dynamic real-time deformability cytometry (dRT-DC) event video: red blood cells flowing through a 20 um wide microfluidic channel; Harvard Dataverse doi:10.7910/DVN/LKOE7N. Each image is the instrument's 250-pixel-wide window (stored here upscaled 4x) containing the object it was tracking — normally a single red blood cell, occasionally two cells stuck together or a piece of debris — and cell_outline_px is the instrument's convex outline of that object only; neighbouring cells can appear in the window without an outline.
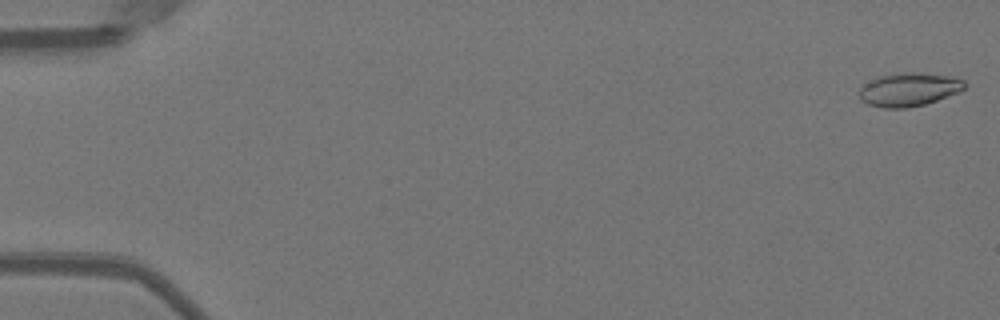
{"species": "Egyptian fruit bat (a non-hibernating species)", "species_latin": "Rousettus aegyptiacus", "temperature_condition": "warm", "stored_images_in_passage": 52, "camera_frame_rate_fps": 3000, "um_per_image_px": 0.085, "animal": {"sex": "female"}, "frame": {"image": 1, "passage_image": 1, "time_ms": 0.0, "image_size_px": [1000, 320], "cell_outline_px": [[968, 84], [960, 92], [924, 104], [908, 108], [884, 108], [868, 104], [860, 100], [860, 88], [864, 84], [880, 76], [904, 72], [920, 72], [952, 76], [964, 80]], "centroid_in_image_um": [77.3, 7.6], "position_along_channel_um": 7.7, "area_um2": 20.58}}
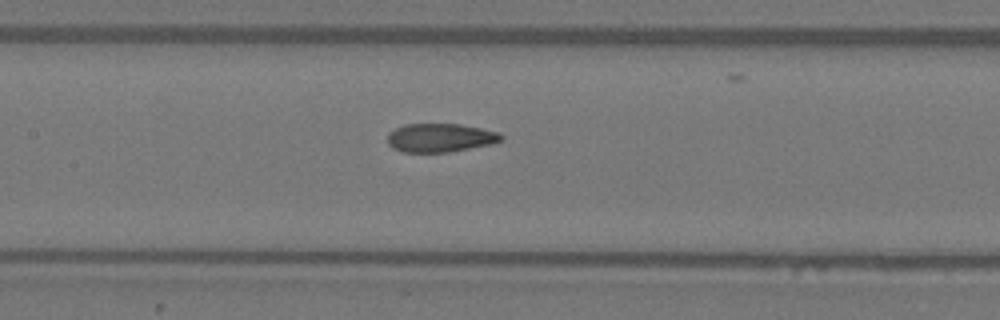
{"frame": {"image": 2, "passage_image": 25, "time_ms": 8.0, "image_size_px": [1000, 320], "cell_outline_px": [[504, 140], [488, 144], [448, 152], [400, 152], [392, 148], [388, 144], [388, 132], [404, 124], [460, 124], [500, 132], [504, 136]], "centroid_in_image_um": [37.4, 11.7], "position_along_channel_um": 170.0, "area_um2": 18.96}}
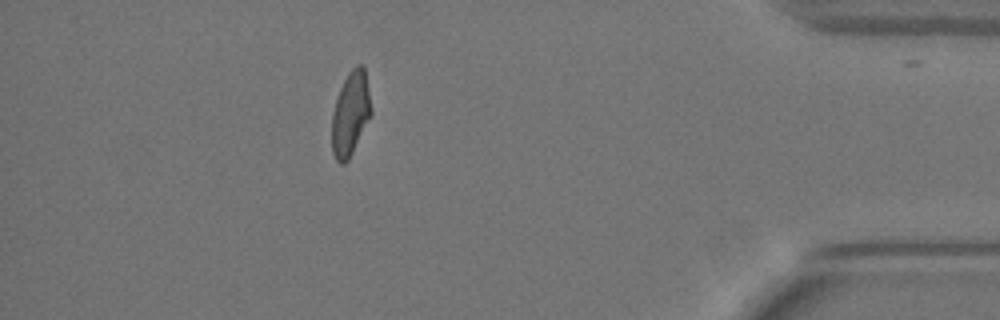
{"frame": {"image": 3, "passage_image": 46, "time_ms": 15.0, "image_size_px": [1000, 320], "cell_outline_px": [[372, 116], [348, 160], [344, 164], [340, 164], [336, 160], [332, 152], [332, 112], [340, 88], [348, 72], [356, 64], [360, 64], [364, 68], [372, 112]], "centroid_in_image_um": [29.79, 9.69], "position_along_channel_um": 405.4, "area_um2": 19.25}, "authors_computed_cell_mechanics": {"area_um2": 19.4786, "velocity_mm_per_s": 3.9995, "shape_relaxation_time_tau1_ms": 9.4108, "shape_relaxation_time_tau2_ms": 1.1878, "deformation_change_tau1": 0.2549, "deformation_change_tau2": 0.0709}}